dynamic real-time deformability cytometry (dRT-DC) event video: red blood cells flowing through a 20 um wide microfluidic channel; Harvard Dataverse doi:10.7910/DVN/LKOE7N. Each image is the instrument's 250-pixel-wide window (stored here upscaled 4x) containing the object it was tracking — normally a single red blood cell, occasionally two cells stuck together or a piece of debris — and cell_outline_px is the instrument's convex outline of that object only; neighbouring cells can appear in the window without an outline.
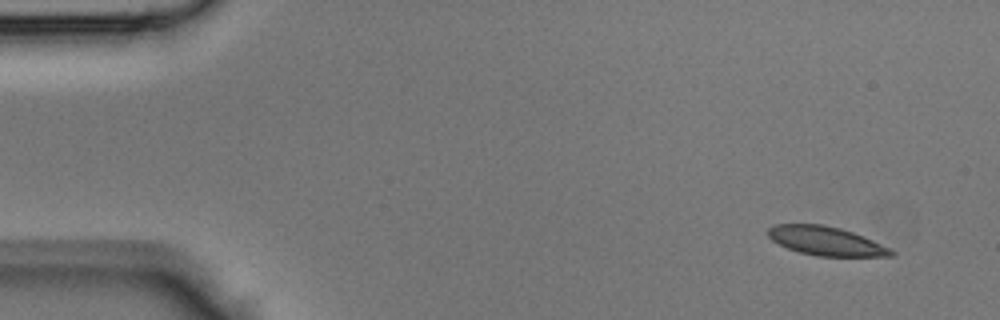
{"species": "Egyptian fruit bat (a non-hibernating species)", "species_latin": "Rousettus aegyptiacus", "temperature_condition": "room temperature", "stored_images_in_passage": 41, "camera_frame_rate_fps": 3000, "um_per_image_px": 0.085, "animal": {"sex": "male"}, "frame": {"image": 1, "passage_image": 1, "time_ms": 0.0, "image_size_px": [1000, 320], "cell_outline_px": [[896, 252], [892, 256], [816, 256], [800, 252], [788, 248], [772, 240], [768, 236], [768, 228], [772, 224], [824, 224], [840, 228], [864, 236]], "centroid_in_image_um": [70.18, 20.47], "position_along_channel_um": 14.8, "area_um2": 20.58}}
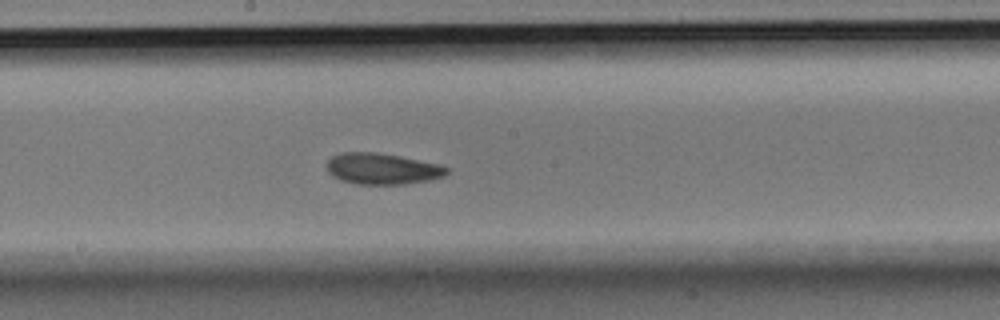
{"frame": {"image": 2, "passage_image": 21, "time_ms": 6.667, "image_size_px": [1000, 320], "cell_outline_px": [[448, 172], [444, 176], [428, 180], [404, 184], [356, 184], [340, 180], [332, 176], [328, 172], [328, 160], [332, 156], [340, 152], [376, 152], [400, 156], [440, 164], [448, 168]], "centroid_in_image_um": [32.48, 14.34], "position_along_channel_um": 215.7, "area_um2": 21.79}}
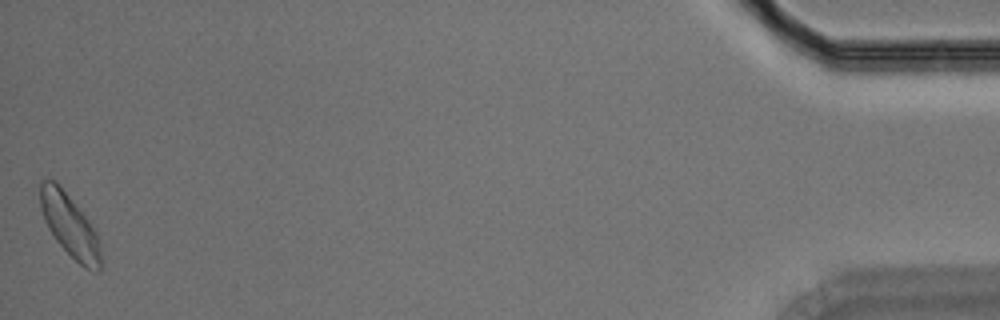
{"frame": {"image": 3, "passage_image": 41, "time_ms": 13.333, "image_size_px": [1000, 320], "cell_outline_px": [[100, 272], [96, 272], [84, 268], [56, 240], [48, 228], [44, 220], [40, 208], [40, 180], [52, 180], [60, 184], [88, 220], [96, 232], [100, 252]], "centroid_in_image_um": [5.9, 19.15], "position_along_channel_um": 429.3, "area_um2": 21.79}}